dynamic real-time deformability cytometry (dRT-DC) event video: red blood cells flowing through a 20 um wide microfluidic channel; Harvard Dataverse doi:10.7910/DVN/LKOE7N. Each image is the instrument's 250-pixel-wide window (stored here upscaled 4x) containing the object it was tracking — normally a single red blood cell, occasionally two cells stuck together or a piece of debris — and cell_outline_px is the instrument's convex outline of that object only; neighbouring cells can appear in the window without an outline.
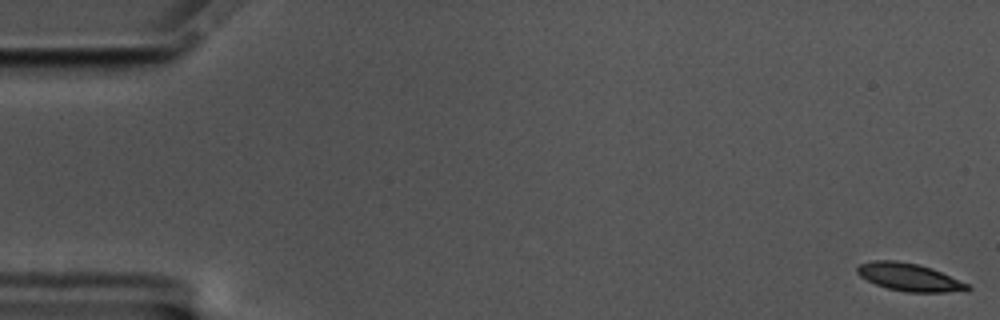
{"species": "common noctule bat (a hibernating species)", "species_latin": "Nyctalus noctula", "temperature_condition": "cold", "stored_images_in_passage": 59, "camera_frame_rate_fps": 3000, "um_per_image_px": 0.085, "animal": {"sex": "male", "body_mass_g": 17.5, "forearm_length_mm": 52.3}, "frame": {"image": 1, "passage_image": 1, "time_ms": 0.0, "image_size_px": [1000, 320], "cell_outline_px": [[972, 288], [948, 292], [908, 292], [888, 288], [876, 284], [860, 276], [856, 272], [856, 268], [860, 264], [872, 260], [896, 260], [916, 264], [932, 268], [968, 284]], "centroid_in_image_um": [77.24, 23.54], "position_along_channel_um": 7.8, "area_um2": 17.51}}
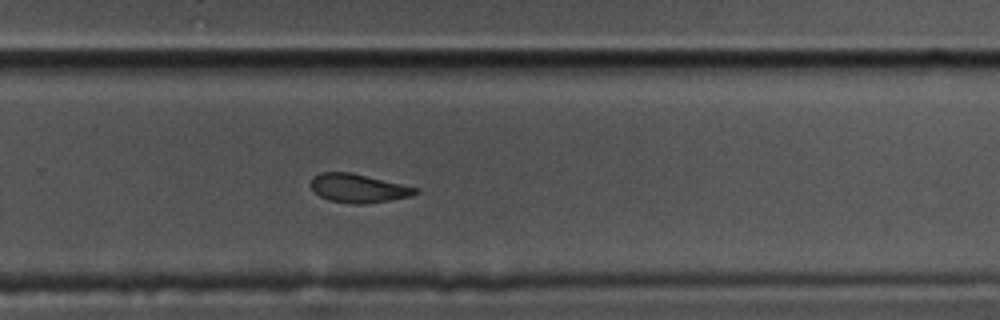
{"frame": {"image": 2, "passage_image": 39, "time_ms": 12.667, "image_size_px": [1000, 320], "cell_outline_px": [[420, 192], [408, 196], [388, 200], [364, 204], [356, 204], [328, 200], [320, 196], [312, 188], [312, 176], [320, 172], [352, 172], [420, 188]], "centroid_in_image_um": [30.47, 15.98], "position_along_channel_um": 299.3, "area_um2": 17.4}}
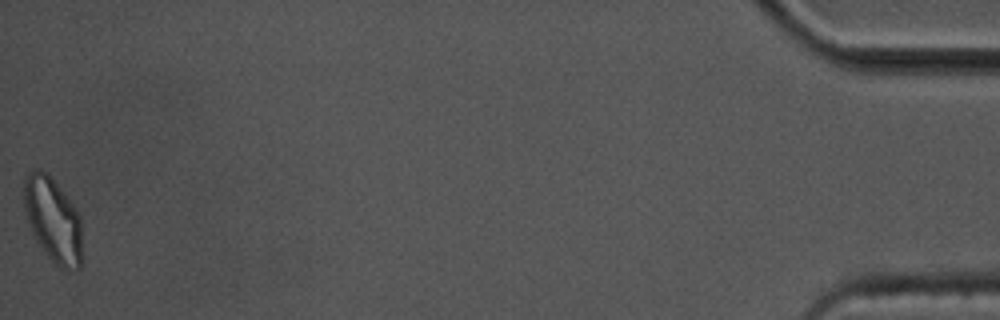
{"frame": {"image": 3, "passage_image": 59, "time_ms": 19.333, "image_size_px": [1000, 320], "cell_outline_px": [[84, 260], [80, 268], [76, 272], [60, 268], [48, 256], [36, 240], [28, 224], [24, 212], [24, 176], [32, 168], [40, 168], [48, 172], [76, 208], [80, 216]], "centroid_in_image_um": [4.53, 18.7], "position_along_channel_um": 430.7, "area_um2": 29.65}, "authors_computed_cell_mechanics": {"area_um2": 18.3804, "velocity_mm_per_s": 3.4327, "shape_relaxation_time_tau1_ms": 6.3429, "shape_relaxation_time_tau2_ms": 4.2983, "deformation_change_tau1": 0.1455, "deformation_change_tau2": 0.1062}}